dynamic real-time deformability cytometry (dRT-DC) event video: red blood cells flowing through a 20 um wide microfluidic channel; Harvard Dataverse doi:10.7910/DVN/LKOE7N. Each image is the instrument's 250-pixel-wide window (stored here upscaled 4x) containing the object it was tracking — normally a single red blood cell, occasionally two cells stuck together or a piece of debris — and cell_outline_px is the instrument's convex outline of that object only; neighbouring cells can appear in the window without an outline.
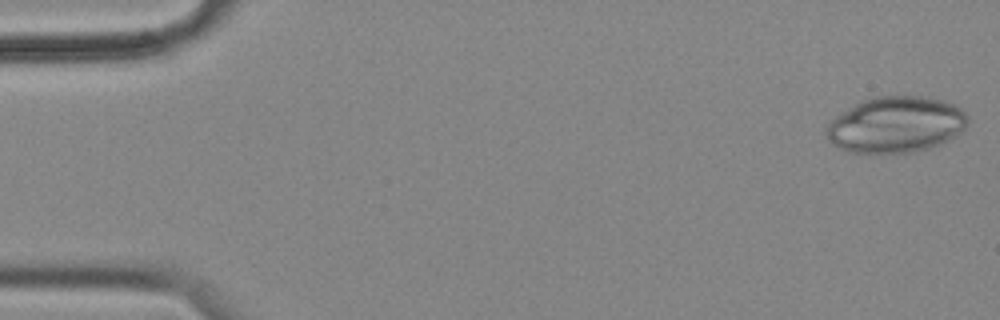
{"species": "common noctule bat (a hibernating species)", "species_latin": "Nyctalus noctula", "temperature_condition": "cold", "stored_images_in_passage": 55, "camera_frame_rate_fps": 3000, "um_per_image_px": 0.085, "animal": {"sex": "female", "body_mass_g": 18.4}, "frame": {"image": 1, "passage_image": 1, "time_ms": 0.0, "image_size_px": [1000, 320], "cell_outline_px": [[968, 120], [964, 128], [956, 136], [940, 144], [928, 148], [912, 152], [848, 152], [832, 144], [828, 140], [824, 132], [828, 120], [840, 112], [864, 100], [876, 96], [920, 96], [944, 100], [956, 104], [968, 116]], "centroid_in_image_um": [76.12, 10.58], "position_along_channel_um": 8.9, "area_um2": 46.36}}